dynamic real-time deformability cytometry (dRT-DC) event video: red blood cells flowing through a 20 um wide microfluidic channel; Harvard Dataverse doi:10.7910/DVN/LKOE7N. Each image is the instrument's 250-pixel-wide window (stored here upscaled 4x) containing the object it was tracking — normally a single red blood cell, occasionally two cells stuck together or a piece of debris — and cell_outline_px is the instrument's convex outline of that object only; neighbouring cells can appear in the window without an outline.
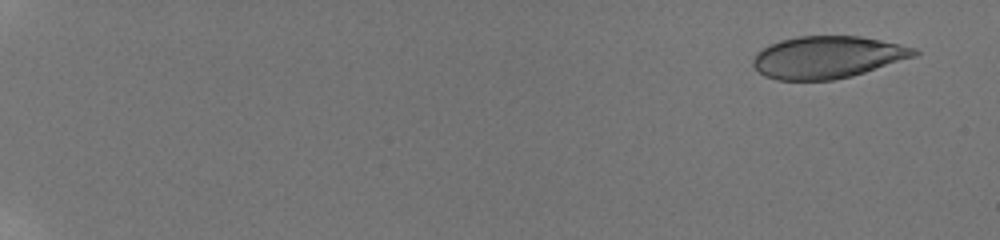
{"species": "human", "species_latin": "Homo sapiens", "temperature_condition": "room temperature", "stored_images_in_passage": 15, "camera_frame_rate_fps": 3000, "um_per_image_px": 0.085, "donor": {"sex": "male"}, "frame": {"image": 1, "passage_image": 2, "time_ms": 0.667, "image_size_px": [1000, 240], "cell_outline_px": [[920, 52], [916, 56], [852, 76], [832, 80], [776, 80], [764, 76], [752, 64], [752, 60], [756, 52], [780, 40], [800, 36], [860, 36], [880, 40], [916, 48]], "centroid_in_image_um": [70.33, 4.87], "position_along_channel_um": 14.7, "area_um2": 39.48}}
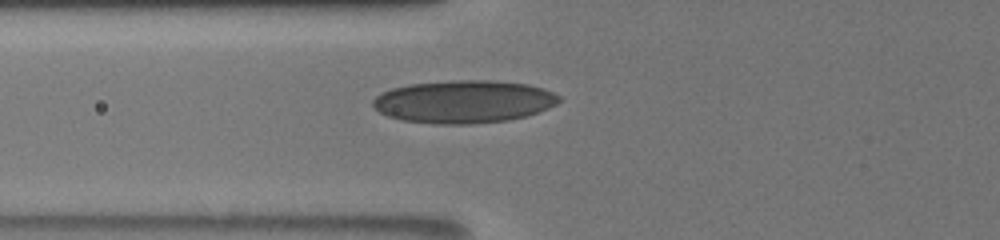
{"frame": {"image": 2, "passage_image": 12, "time_ms": 8.0, "image_size_px": [1000, 240], "cell_outline_px": [[560, 100], [556, 104], [548, 108], [524, 116], [508, 120], [472, 124], [432, 124], [400, 120], [388, 116], [380, 112], [372, 104], [372, 100], [376, 96], [392, 88], [408, 84], [456, 80], [492, 80], [528, 84], [544, 88], [560, 96]], "centroid_in_image_um": [39.41, 8.64], "position_along_channel_um": 86.4, "area_um2": 46.41}}
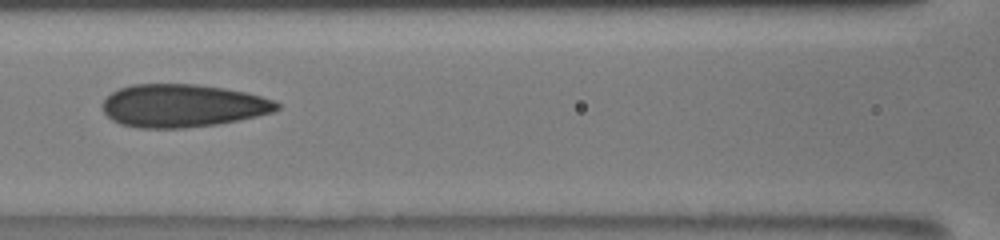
{"frame": {"image": 3, "passage_image": 14, "time_ms": 9.667, "image_size_px": [1000, 240], "cell_outline_px": [[280, 108], [272, 112], [256, 116], [216, 124], [184, 128], [140, 128], [120, 124], [112, 120], [104, 112], [104, 100], [112, 92], [120, 88], [132, 84], [196, 84], [224, 88], [244, 92], [276, 100], [280, 104]], "centroid_in_image_um": [15.53, 8.98], "position_along_channel_um": 151.1, "area_um2": 43.41}}